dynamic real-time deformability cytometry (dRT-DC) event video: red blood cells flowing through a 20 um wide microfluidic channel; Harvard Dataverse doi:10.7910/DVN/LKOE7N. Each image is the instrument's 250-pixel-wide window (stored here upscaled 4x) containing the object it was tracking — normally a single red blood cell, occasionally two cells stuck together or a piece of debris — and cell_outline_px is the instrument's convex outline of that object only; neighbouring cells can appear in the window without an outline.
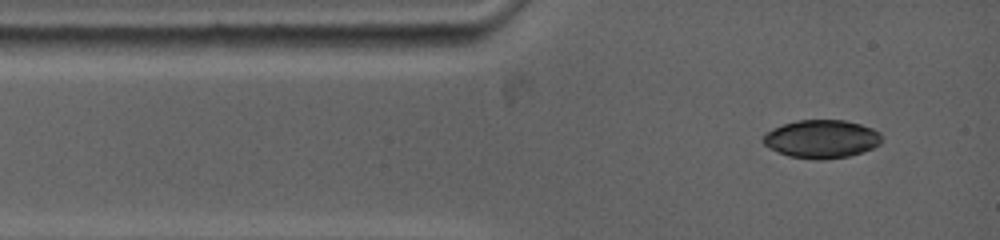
{"species": "common noctule bat (a hibernating species)", "species_latin": "Nyctalus noctula", "temperature_condition": "warm", "stored_images_in_passage": 10, "camera_frame_rate_fps": 5000, "um_per_image_px": 0.085, "animal": {"sex": "female", "body_mass_g": 19.0, "forearm_length_mm": 53.3}, "frame": {"image": 1, "passage_image": 1, "time_ms": 0.0, "image_size_px": [1000, 240], "cell_outline_px": [[880, 144], [872, 148], [848, 156], [824, 160], [816, 160], [788, 156], [768, 148], [760, 140], [764, 132], [772, 128], [796, 120], [844, 120], [860, 124], [872, 128], [880, 132]], "centroid_in_image_um": [69.77, 11.81], "position_along_channel_um": 15.2, "area_um2": 26.59}}
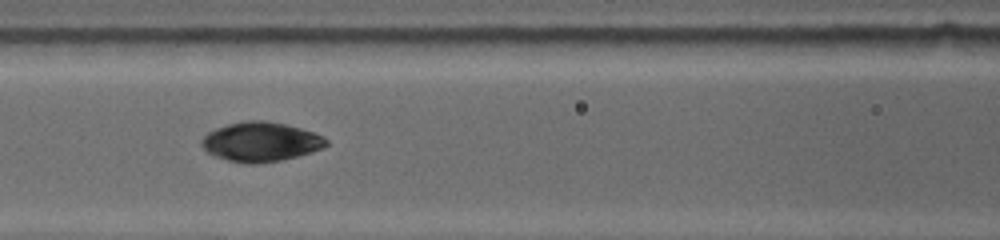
{"frame": {"image": 2, "passage_image": 5, "time_ms": 4.0, "image_size_px": [1000, 240], "cell_outline_px": [[328, 144], [324, 148], [312, 152], [280, 160], [260, 164], [248, 164], [228, 160], [216, 156], [208, 152], [200, 144], [200, 140], [208, 132], [216, 128], [228, 124], [244, 120], [264, 120], [284, 124], [300, 128], [324, 136], [328, 140]], "centroid_in_image_um": [22.17, 12.05], "position_along_channel_um": 144.4, "area_um2": 28.67}}
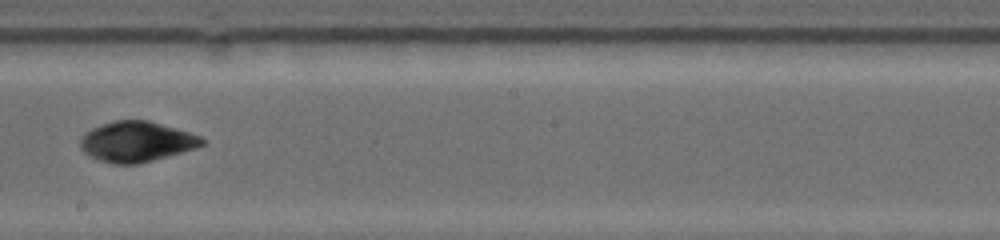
{"frame": {"image": 3, "passage_image": 9, "time_ms": 6.4, "image_size_px": [1000, 240], "cell_outline_px": [[208, 140], [204, 144], [196, 148], [152, 160], [136, 164], [112, 164], [88, 156], [80, 148], [80, 140], [84, 132], [92, 128], [116, 120], [148, 120], [188, 132], [200, 136]], "centroid_in_image_um": [11.59, 12.04], "position_along_channel_um": 236.6, "area_um2": 28.5}}